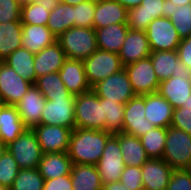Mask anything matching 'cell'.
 Masks as SVG:
<instances>
[{
  "mask_svg": "<svg viewBox=\"0 0 191 190\" xmlns=\"http://www.w3.org/2000/svg\"><path fill=\"white\" fill-rule=\"evenodd\" d=\"M112 135L104 130L75 128L70 135L67 154L73 164L96 165Z\"/></svg>",
  "mask_w": 191,
  "mask_h": 190,
  "instance_id": "6da1fadb",
  "label": "cell"
},
{
  "mask_svg": "<svg viewBox=\"0 0 191 190\" xmlns=\"http://www.w3.org/2000/svg\"><path fill=\"white\" fill-rule=\"evenodd\" d=\"M57 42L68 59L84 60L98 49L94 28L72 27Z\"/></svg>",
  "mask_w": 191,
  "mask_h": 190,
  "instance_id": "7a4b0ae2",
  "label": "cell"
},
{
  "mask_svg": "<svg viewBox=\"0 0 191 190\" xmlns=\"http://www.w3.org/2000/svg\"><path fill=\"white\" fill-rule=\"evenodd\" d=\"M103 98H99L91 89L75 96L76 128L105 131Z\"/></svg>",
  "mask_w": 191,
  "mask_h": 190,
  "instance_id": "3957f363",
  "label": "cell"
},
{
  "mask_svg": "<svg viewBox=\"0 0 191 190\" xmlns=\"http://www.w3.org/2000/svg\"><path fill=\"white\" fill-rule=\"evenodd\" d=\"M162 159L173 170H191V135L169 126Z\"/></svg>",
  "mask_w": 191,
  "mask_h": 190,
  "instance_id": "277c9868",
  "label": "cell"
},
{
  "mask_svg": "<svg viewBox=\"0 0 191 190\" xmlns=\"http://www.w3.org/2000/svg\"><path fill=\"white\" fill-rule=\"evenodd\" d=\"M86 78L91 88L99 81L106 79L124 69L117 53L97 49L83 60Z\"/></svg>",
  "mask_w": 191,
  "mask_h": 190,
  "instance_id": "5b68a950",
  "label": "cell"
},
{
  "mask_svg": "<svg viewBox=\"0 0 191 190\" xmlns=\"http://www.w3.org/2000/svg\"><path fill=\"white\" fill-rule=\"evenodd\" d=\"M20 169L38 168L43 152L33 129H26L17 139L7 145Z\"/></svg>",
  "mask_w": 191,
  "mask_h": 190,
  "instance_id": "8992f818",
  "label": "cell"
},
{
  "mask_svg": "<svg viewBox=\"0 0 191 190\" xmlns=\"http://www.w3.org/2000/svg\"><path fill=\"white\" fill-rule=\"evenodd\" d=\"M145 32L151 51L177 50L181 42V38L168 16L155 18Z\"/></svg>",
  "mask_w": 191,
  "mask_h": 190,
  "instance_id": "52a82bcc",
  "label": "cell"
},
{
  "mask_svg": "<svg viewBox=\"0 0 191 190\" xmlns=\"http://www.w3.org/2000/svg\"><path fill=\"white\" fill-rule=\"evenodd\" d=\"M136 95L157 93L159 80L154 72L150 56L124 66Z\"/></svg>",
  "mask_w": 191,
  "mask_h": 190,
  "instance_id": "ba28073f",
  "label": "cell"
},
{
  "mask_svg": "<svg viewBox=\"0 0 191 190\" xmlns=\"http://www.w3.org/2000/svg\"><path fill=\"white\" fill-rule=\"evenodd\" d=\"M96 167L103 185L120 180L125 164L122 158L119 140L114 135L107 140Z\"/></svg>",
  "mask_w": 191,
  "mask_h": 190,
  "instance_id": "9c48e42d",
  "label": "cell"
},
{
  "mask_svg": "<svg viewBox=\"0 0 191 190\" xmlns=\"http://www.w3.org/2000/svg\"><path fill=\"white\" fill-rule=\"evenodd\" d=\"M92 90L99 98L110 99L121 104H126L136 95L125 69L99 81Z\"/></svg>",
  "mask_w": 191,
  "mask_h": 190,
  "instance_id": "30bf717a",
  "label": "cell"
},
{
  "mask_svg": "<svg viewBox=\"0 0 191 190\" xmlns=\"http://www.w3.org/2000/svg\"><path fill=\"white\" fill-rule=\"evenodd\" d=\"M40 124L64 126L74 130L75 98L46 99Z\"/></svg>",
  "mask_w": 191,
  "mask_h": 190,
  "instance_id": "8fae6325",
  "label": "cell"
},
{
  "mask_svg": "<svg viewBox=\"0 0 191 190\" xmlns=\"http://www.w3.org/2000/svg\"><path fill=\"white\" fill-rule=\"evenodd\" d=\"M154 127L145 118V95H135L125 104L122 133L139 138Z\"/></svg>",
  "mask_w": 191,
  "mask_h": 190,
  "instance_id": "7c38bea8",
  "label": "cell"
},
{
  "mask_svg": "<svg viewBox=\"0 0 191 190\" xmlns=\"http://www.w3.org/2000/svg\"><path fill=\"white\" fill-rule=\"evenodd\" d=\"M166 0H142L140 6L127 10V26L132 30L146 31L155 19L168 16Z\"/></svg>",
  "mask_w": 191,
  "mask_h": 190,
  "instance_id": "4fadbf2b",
  "label": "cell"
},
{
  "mask_svg": "<svg viewBox=\"0 0 191 190\" xmlns=\"http://www.w3.org/2000/svg\"><path fill=\"white\" fill-rule=\"evenodd\" d=\"M158 93L173 107H181L191 94V71L183 69L175 76L160 82Z\"/></svg>",
  "mask_w": 191,
  "mask_h": 190,
  "instance_id": "5bb4252c",
  "label": "cell"
},
{
  "mask_svg": "<svg viewBox=\"0 0 191 190\" xmlns=\"http://www.w3.org/2000/svg\"><path fill=\"white\" fill-rule=\"evenodd\" d=\"M33 131L43 154L68 151L71 129L64 126L40 124L34 127Z\"/></svg>",
  "mask_w": 191,
  "mask_h": 190,
  "instance_id": "9a60e30c",
  "label": "cell"
},
{
  "mask_svg": "<svg viewBox=\"0 0 191 190\" xmlns=\"http://www.w3.org/2000/svg\"><path fill=\"white\" fill-rule=\"evenodd\" d=\"M31 85L32 83L24 80L10 66L0 61V97L4 105H15Z\"/></svg>",
  "mask_w": 191,
  "mask_h": 190,
  "instance_id": "2e32d148",
  "label": "cell"
},
{
  "mask_svg": "<svg viewBox=\"0 0 191 190\" xmlns=\"http://www.w3.org/2000/svg\"><path fill=\"white\" fill-rule=\"evenodd\" d=\"M45 102L46 99L41 91L35 84H32L28 92L15 104L20 118L27 129H33L40 125Z\"/></svg>",
  "mask_w": 191,
  "mask_h": 190,
  "instance_id": "e0dca14e",
  "label": "cell"
},
{
  "mask_svg": "<svg viewBox=\"0 0 191 190\" xmlns=\"http://www.w3.org/2000/svg\"><path fill=\"white\" fill-rule=\"evenodd\" d=\"M151 50L145 31L129 28L124 43L118 53L123 66L149 57Z\"/></svg>",
  "mask_w": 191,
  "mask_h": 190,
  "instance_id": "ac0fdd59",
  "label": "cell"
},
{
  "mask_svg": "<svg viewBox=\"0 0 191 190\" xmlns=\"http://www.w3.org/2000/svg\"><path fill=\"white\" fill-rule=\"evenodd\" d=\"M172 171L163 159L149 158L141 166L143 190H166Z\"/></svg>",
  "mask_w": 191,
  "mask_h": 190,
  "instance_id": "d6986e66",
  "label": "cell"
},
{
  "mask_svg": "<svg viewBox=\"0 0 191 190\" xmlns=\"http://www.w3.org/2000/svg\"><path fill=\"white\" fill-rule=\"evenodd\" d=\"M59 76L67 90L74 96L92 89L86 78L83 60L67 58L59 70Z\"/></svg>",
  "mask_w": 191,
  "mask_h": 190,
  "instance_id": "ffe728a7",
  "label": "cell"
},
{
  "mask_svg": "<svg viewBox=\"0 0 191 190\" xmlns=\"http://www.w3.org/2000/svg\"><path fill=\"white\" fill-rule=\"evenodd\" d=\"M172 105L158 92L145 94V118L155 127L171 126Z\"/></svg>",
  "mask_w": 191,
  "mask_h": 190,
  "instance_id": "44dd1931",
  "label": "cell"
},
{
  "mask_svg": "<svg viewBox=\"0 0 191 190\" xmlns=\"http://www.w3.org/2000/svg\"><path fill=\"white\" fill-rule=\"evenodd\" d=\"M118 23H127V9L114 0H95L93 28Z\"/></svg>",
  "mask_w": 191,
  "mask_h": 190,
  "instance_id": "7402d4cb",
  "label": "cell"
},
{
  "mask_svg": "<svg viewBox=\"0 0 191 190\" xmlns=\"http://www.w3.org/2000/svg\"><path fill=\"white\" fill-rule=\"evenodd\" d=\"M66 59L65 52L57 41L46 46L34 57V70L37 78L48 73L59 72Z\"/></svg>",
  "mask_w": 191,
  "mask_h": 190,
  "instance_id": "603a6c76",
  "label": "cell"
},
{
  "mask_svg": "<svg viewBox=\"0 0 191 190\" xmlns=\"http://www.w3.org/2000/svg\"><path fill=\"white\" fill-rule=\"evenodd\" d=\"M73 163L67 152H52L42 155L38 170L44 180L70 175Z\"/></svg>",
  "mask_w": 191,
  "mask_h": 190,
  "instance_id": "cb8c5ba5",
  "label": "cell"
},
{
  "mask_svg": "<svg viewBox=\"0 0 191 190\" xmlns=\"http://www.w3.org/2000/svg\"><path fill=\"white\" fill-rule=\"evenodd\" d=\"M22 47L34 54L57 41L47 26L22 24Z\"/></svg>",
  "mask_w": 191,
  "mask_h": 190,
  "instance_id": "d4e9b609",
  "label": "cell"
},
{
  "mask_svg": "<svg viewBox=\"0 0 191 190\" xmlns=\"http://www.w3.org/2000/svg\"><path fill=\"white\" fill-rule=\"evenodd\" d=\"M25 127L15 105H3L0 109V139L9 145L19 137Z\"/></svg>",
  "mask_w": 191,
  "mask_h": 190,
  "instance_id": "484cf974",
  "label": "cell"
},
{
  "mask_svg": "<svg viewBox=\"0 0 191 190\" xmlns=\"http://www.w3.org/2000/svg\"><path fill=\"white\" fill-rule=\"evenodd\" d=\"M129 27L126 23L111 24L96 29L97 47L103 51L119 53Z\"/></svg>",
  "mask_w": 191,
  "mask_h": 190,
  "instance_id": "4316f807",
  "label": "cell"
},
{
  "mask_svg": "<svg viewBox=\"0 0 191 190\" xmlns=\"http://www.w3.org/2000/svg\"><path fill=\"white\" fill-rule=\"evenodd\" d=\"M150 58L159 82L175 76L184 69L179 60L177 50L151 51Z\"/></svg>",
  "mask_w": 191,
  "mask_h": 190,
  "instance_id": "83f0119b",
  "label": "cell"
},
{
  "mask_svg": "<svg viewBox=\"0 0 191 190\" xmlns=\"http://www.w3.org/2000/svg\"><path fill=\"white\" fill-rule=\"evenodd\" d=\"M113 135L119 140L125 166L141 167L149 159L138 137L122 132Z\"/></svg>",
  "mask_w": 191,
  "mask_h": 190,
  "instance_id": "f1b7e54d",
  "label": "cell"
},
{
  "mask_svg": "<svg viewBox=\"0 0 191 190\" xmlns=\"http://www.w3.org/2000/svg\"><path fill=\"white\" fill-rule=\"evenodd\" d=\"M70 179L73 190H102L103 187L96 165L73 164Z\"/></svg>",
  "mask_w": 191,
  "mask_h": 190,
  "instance_id": "f546056e",
  "label": "cell"
},
{
  "mask_svg": "<svg viewBox=\"0 0 191 190\" xmlns=\"http://www.w3.org/2000/svg\"><path fill=\"white\" fill-rule=\"evenodd\" d=\"M35 54L26 48L20 47L11 53L3 62L10 66L24 80L35 84L37 76L34 70Z\"/></svg>",
  "mask_w": 191,
  "mask_h": 190,
  "instance_id": "4dcf8cb0",
  "label": "cell"
},
{
  "mask_svg": "<svg viewBox=\"0 0 191 190\" xmlns=\"http://www.w3.org/2000/svg\"><path fill=\"white\" fill-rule=\"evenodd\" d=\"M22 23H0V61H4L16 49L22 47Z\"/></svg>",
  "mask_w": 191,
  "mask_h": 190,
  "instance_id": "1f68e13d",
  "label": "cell"
},
{
  "mask_svg": "<svg viewBox=\"0 0 191 190\" xmlns=\"http://www.w3.org/2000/svg\"><path fill=\"white\" fill-rule=\"evenodd\" d=\"M73 19L74 15L72 5L53 0L46 26L56 37H58L73 27Z\"/></svg>",
  "mask_w": 191,
  "mask_h": 190,
  "instance_id": "d6a6232c",
  "label": "cell"
},
{
  "mask_svg": "<svg viewBox=\"0 0 191 190\" xmlns=\"http://www.w3.org/2000/svg\"><path fill=\"white\" fill-rule=\"evenodd\" d=\"M35 85L45 99L75 98L65 87L59 72L48 73L38 77Z\"/></svg>",
  "mask_w": 191,
  "mask_h": 190,
  "instance_id": "836d02e7",
  "label": "cell"
},
{
  "mask_svg": "<svg viewBox=\"0 0 191 190\" xmlns=\"http://www.w3.org/2000/svg\"><path fill=\"white\" fill-rule=\"evenodd\" d=\"M166 136L167 128L154 127L152 130L139 137L149 158L162 159Z\"/></svg>",
  "mask_w": 191,
  "mask_h": 190,
  "instance_id": "e575fe53",
  "label": "cell"
},
{
  "mask_svg": "<svg viewBox=\"0 0 191 190\" xmlns=\"http://www.w3.org/2000/svg\"><path fill=\"white\" fill-rule=\"evenodd\" d=\"M52 2L25 3L21 6V23L46 26Z\"/></svg>",
  "mask_w": 191,
  "mask_h": 190,
  "instance_id": "d590c367",
  "label": "cell"
},
{
  "mask_svg": "<svg viewBox=\"0 0 191 190\" xmlns=\"http://www.w3.org/2000/svg\"><path fill=\"white\" fill-rule=\"evenodd\" d=\"M124 109L125 104L103 98V110L106 117L105 131L111 134L123 131Z\"/></svg>",
  "mask_w": 191,
  "mask_h": 190,
  "instance_id": "8d00e7d4",
  "label": "cell"
},
{
  "mask_svg": "<svg viewBox=\"0 0 191 190\" xmlns=\"http://www.w3.org/2000/svg\"><path fill=\"white\" fill-rule=\"evenodd\" d=\"M168 17L181 39L191 36V3L169 8Z\"/></svg>",
  "mask_w": 191,
  "mask_h": 190,
  "instance_id": "74e56055",
  "label": "cell"
},
{
  "mask_svg": "<svg viewBox=\"0 0 191 190\" xmlns=\"http://www.w3.org/2000/svg\"><path fill=\"white\" fill-rule=\"evenodd\" d=\"M44 178L37 168L20 169L9 190H43Z\"/></svg>",
  "mask_w": 191,
  "mask_h": 190,
  "instance_id": "f35d334b",
  "label": "cell"
},
{
  "mask_svg": "<svg viewBox=\"0 0 191 190\" xmlns=\"http://www.w3.org/2000/svg\"><path fill=\"white\" fill-rule=\"evenodd\" d=\"M19 170L20 168L17 162L7 150L0 158V186L9 190L12 187Z\"/></svg>",
  "mask_w": 191,
  "mask_h": 190,
  "instance_id": "ab89813d",
  "label": "cell"
},
{
  "mask_svg": "<svg viewBox=\"0 0 191 190\" xmlns=\"http://www.w3.org/2000/svg\"><path fill=\"white\" fill-rule=\"evenodd\" d=\"M95 0L73 6V27L93 28Z\"/></svg>",
  "mask_w": 191,
  "mask_h": 190,
  "instance_id": "60d3db41",
  "label": "cell"
},
{
  "mask_svg": "<svg viewBox=\"0 0 191 190\" xmlns=\"http://www.w3.org/2000/svg\"><path fill=\"white\" fill-rule=\"evenodd\" d=\"M21 6L19 0H0V23L21 21Z\"/></svg>",
  "mask_w": 191,
  "mask_h": 190,
  "instance_id": "b9f144b4",
  "label": "cell"
},
{
  "mask_svg": "<svg viewBox=\"0 0 191 190\" xmlns=\"http://www.w3.org/2000/svg\"><path fill=\"white\" fill-rule=\"evenodd\" d=\"M119 181L128 190H143L141 167L125 166Z\"/></svg>",
  "mask_w": 191,
  "mask_h": 190,
  "instance_id": "7bdbcfd3",
  "label": "cell"
},
{
  "mask_svg": "<svg viewBox=\"0 0 191 190\" xmlns=\"http://www.w3.org/2000/svg\"><path fill=\"white\" fill-rule=\"evenodd\" d=\"M171 126L191 135V107L173 109Z\"/></svg>",
  "mask_w": 191,
  "mask_h": 190,
  "instance_id": "ee69618b",
  "label": "cell"
},
{
  "mask_svg": "<svg viewBox=\"0 0 191 190\" xmlns=\"http://www.w3.org/2000/svg\"><path fill=\"white\" fill-rule=\"evenodd\" d=\"M166 190H191V170H173Z\"/></svg>",
  "mask_w": 191,
  "mask_h": 190,
  "instance_id": "f6af8a7d",
  "label": "cell"
},
{
  "mask_svg": "<svg viewBox=\"0 0 191 190\" xmlns=\"http://www.w3.org/2000/svg\"><path fill=\"white\" fill-rule=\"evenodd\" d=\"M177 53L183 68L191 71V36L181 39Z\"/></svg>",
  "mask_w": 191,
  "mask_h": 190,
  "instance_id": "bcb514c9",
  "label": "cell"
},
{
  "mask_svg": "<svg viewBox=\"0 0 191 190\" xmlns=\"http://www.w3.org/2000/svg\"><path fill=\"white\" fill-rule=\"evenodd\" d=\"M43 190H73L70 175L45 180Z\"/></svg>",
  "mask_w": 191,
  "mask_h": 190,
  "instance_id": "7dc6e473",
  "label": "cell"
},
{
  "mask_svg": "<svg viewBox=\"0 0 191 190\" xmlns=\"http://www.w3.org/2000/svg\"><path fill=\"white\" fill-rule=\"evenodd\" d=\"M124 6L127 10L140 6L142 0H114Z\"/></svg>",
  "mask_w": 191,
  "mask_h": 190,
  "instance_id": "c3c4849f",
  "label": "cell"
},
{
  "mask_svg": "<svg viewBox=\"0 0 191 190\" xmlns=\"http://www.w3.org/2000/svg\"><path fill=\"white\" fill-rule=\"evenodd\" d=\"M102 190H128L120 181L103 185Z\"/></svg>",
  "mask_w": 191,
  "mask_h": 190,
  "instance_id": "681fc988",
  "label": "cell"
},
{
  "mask_svg": "<svg viewBox=\"0 0 191 190\" xmlns=\"http://www.w3.org/2000/svg\"><path fill=\"white\" fill-rule=\"evenodd\" d=\"M167 4H168V8H172V7H179L182 5H187L191 3V0H166Z\"/></svg>",
  "mask_w": 191,
  "mask_h": 190,
  "instance_id": "f907efd6",
  "label": "cell"
},
{
  "mask_svg": "<svg viewBox=\"0 0 191 190\" xmlns=\"http://www.w3.org/2000/svg\"><path fill=\"white\" fill-rule=\"evenodd\" d=\"M55 1L75 6L77 4L84 3V2H87L89 0H55Z\"/></svg>",
  "mask_w": 191,
  "mask_h": 190,
  "instance_id": "816d5d0a",
  "label": "cell"
},
{
  "mask_svg": "<svg viewBox=\"0 0 191 190\" xmlns=\"http://www.w3.org/2000/svg\"><path fill=\"white\" fill-rule=\"evenodd\" d=\"M7 151V145L0 139V158Z\"/></svg>",
  "mask_w": 191,
  "mask_h": 190,
  "instance_id": "f5cc1de1",
  "label": "cell"
},
{
  "mask_svg": "<svg viewBox=\"0 0 191 190\" xmlns=\"http://www.w3.org/2000/svg\"><path fill=\"white\" fill-rule=\"evenodd\" d=\"M21 4L25 3H36V2H52L53 0H19Z\"/></svg>",
  "mask_w": 191,
  "mask_h": 190,
  "instance_id": "db71d44e",
  "label": "cell"
},
{
  "mask_svg": "<svg viewBox=\"0 0 191 190\" xmlns=\"http://www.w3.org/2000/svg\"><path fill=\"white\" fill-rule=\"evenodd\" d=\"M181 107H191V94L189 95L188 101L184 103Z\"/></svg>",
  "mask_w": 191,
  "mask_h": 190,
  "instance_id": "11a10c76",
  "label": "cell"
},
{
  "mask_svg": "<svg viewBox=\"0 0 191 190\" xmlns=\"http://www.w3.org/2000/svg\"><path fill=\"white\" fill-rule=\"evenodd\" d=\"M4 105V102H3V100H2V98L0 97V109H1V107Z\"/></svg>",
  "mask_w": 191,
  "mask_h": 190,
  "instance_id": "9f6ffc18",
  "label": "cell"
},
{
  "mask_svg": "<svg viewBox=\"0 0 191 190\" xmlns=\"http://www.w3.org/2000/svg\"><path fill=\"white\" fill-rule=\"evenodd\" d=\"M0 190H7V189H5L4 187H1V186H0Z\"/></svg>",
  "mask_w": 191,
  "mask_h": 190,
  "instance_id": "6f0895ef",
  "label": "cell"
}]
</instances>
